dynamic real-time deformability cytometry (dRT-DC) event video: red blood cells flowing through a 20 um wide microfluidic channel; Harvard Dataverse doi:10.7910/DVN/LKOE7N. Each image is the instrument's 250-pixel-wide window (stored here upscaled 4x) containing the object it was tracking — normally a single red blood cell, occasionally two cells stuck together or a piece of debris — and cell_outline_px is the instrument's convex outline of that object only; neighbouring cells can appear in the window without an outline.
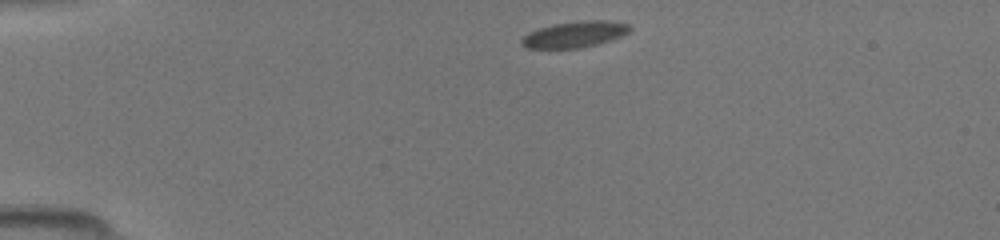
{"species": "common noctule bat (a hibernating species)", "species_latin": "Nyctalus noctula", "temperature_condition": "room temperature", "stored_images_in_passage": 41, "camera_frame_rate_fps": 3000, "um_per_image_px": 0.085, "animal": {"sex": "female", "body_mass_g": 19.5, "forearm_length_mm": 54.1}, "frame": {"image": 1, "passage_image": 1, "time_ms": 0.0, "image_size_px": [1000, 240], "cell_outline_px": [[632, 28], [628, 32], [620, 36], [596, 44], [580, 48], [528, 48], [520, 44], [520, 40], [528, 32], [552, 24], [584, 20], [608, 20], [628, 24]], "centroid_in_image_um": [48.82, 2.91], "position_along_channel_um": 36.2, "area_um2": 16.36}}
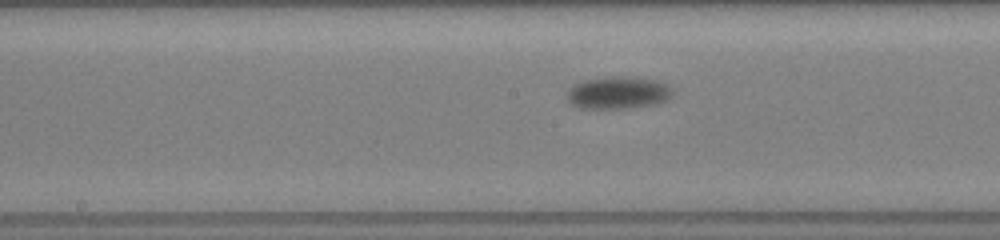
{"frame": {"image": 2, "passage_image": 17, "time_ms": 5.333, "image_size_px": [1000, 240], "cell_outline_px": [[672, 92], [664, 100], [656, 104], [632, 108], [580, 108], [572, 104], [568, 100], [568, 92], [576, 84], [584, 80], [616, 76], [652, 80], [664, 84]], "centroid_in_image_um": [52.49, 7.9], "position_along_channel_um": 195.7, "area_um2": 19.13}}
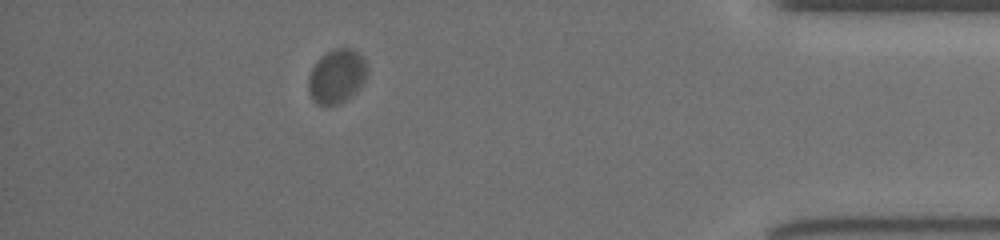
{"frame": {"image": 3, "passage_image": 36, "time_ms": 11.667, "image_size_px": [1000, 240], "cell_outline_px": [[364, 80], [356, 92], [344, 100], [328, 108], [312, 100], [308, 88], [308, 76], [316, 60], [320, 56], [332, 48], [352, 48], [364, 60]], "centroid_in_image_um": [28.55, 6.49], "position_along_channel_um": 406.7, "area_um2": 18.32}}